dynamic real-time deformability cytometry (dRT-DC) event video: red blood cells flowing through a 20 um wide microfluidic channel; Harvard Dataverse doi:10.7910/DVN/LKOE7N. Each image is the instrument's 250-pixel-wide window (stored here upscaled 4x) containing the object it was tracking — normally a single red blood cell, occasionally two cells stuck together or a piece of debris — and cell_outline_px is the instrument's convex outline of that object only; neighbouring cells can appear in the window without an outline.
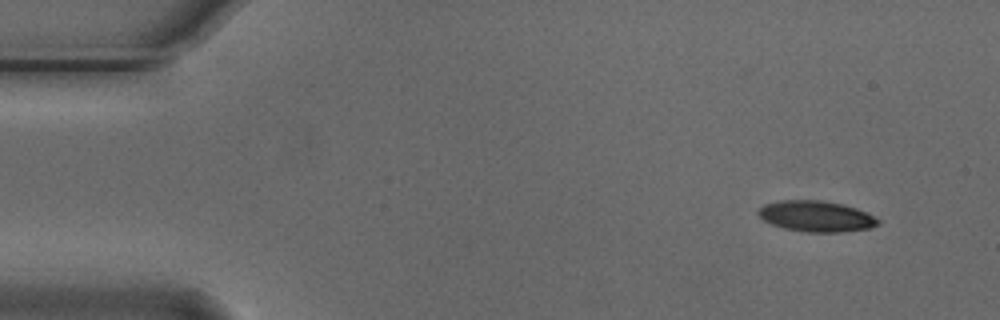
{"species": "Egyptian fruit bat (a non-hibernating species)", "species_latin": "Rousettus aegyptiacus", "temperature_condition": "cold", "stored_images_in_passage": 51, "camera_frame_rate_fps": 3000, "um_per_image_px": 0.085, "animal": {"sex": "male"}, "frame": {"image": 1, "passage_image": 1, "time_ms": 0.0, "image_size_px": [1000, 320], "cell_outline_px": [[880, 224], [868, 228], [840, 232], [804, 232], [784, 228], [772, 224], [764, 220], [756, 212], [764, 204], [780, 200], [824, 200], [844, 204], [868, 212], [880, 220]], "centroid_in_image_um": [69.39, 18.37], "position_along_channel_um": 15.6, "area_um2": 21.68}}
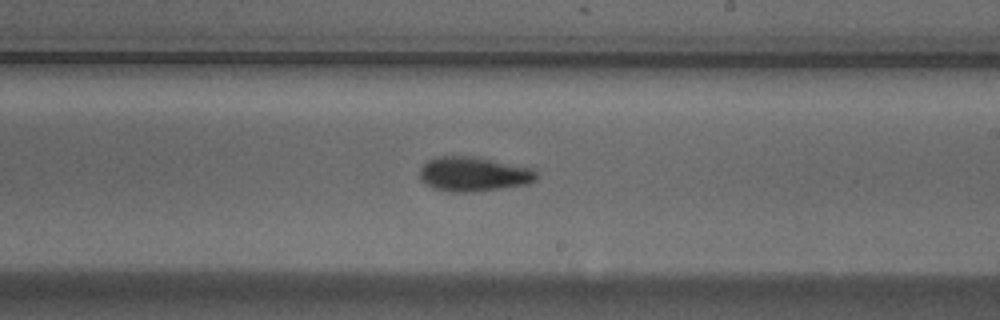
{"frame": {"image": 2, "passage_image": 28, "time_ms": 9.0, "image_size_px": [1000, 320], "cell_outline_px": [[536, 180], [528, 184], [472, 192], [452, 192], [432, 188], [424, 184], [420, 180], [420, 168], [428, 160], [436, 156], [480, 156], [532, 168], [536, 172]], "centroid_in_image_um": [40.23, 14.78], "position_along_channel_um": 248.8, "area_um2": 23.81}}
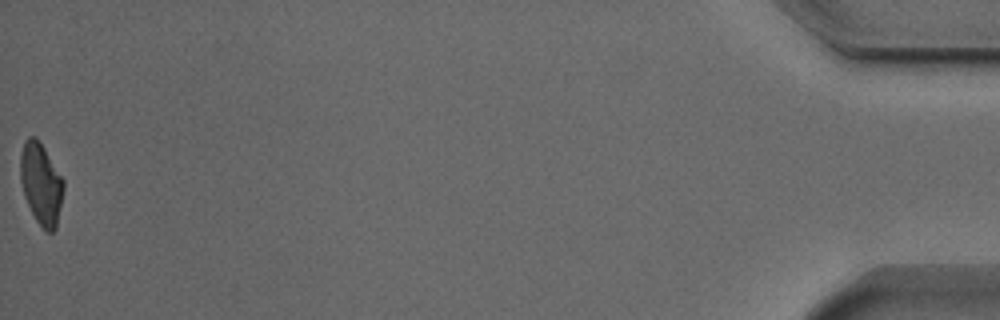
{"frame": {"image": 3, "passage_image": 51, "time_ms": 16.667, "image_size_px": [1000, 320], "cell_outline_px": [[64, 188], [56, 228], [52, 232], [48, 232], [36, 220], [24, 196], [20, 180], [20, 156], [24, 140], [28, 136], [36, 136], [44, 148], [64, 180]], "centroid_in_image_um": [3.48, 15.58], "position_along_channel_um": 431.7, "area_um2": 20.4}, "authors_computed_cell_mechanics": {"area_um2": 21.9062, "velocity_mm_per_s": 3.748, "shape_relaxation_time_tau1_ms": 3.6034, "shape_relaxation_time_tau2_ms": null, "deformation_change_tau1": 0.1306, "deformation_change_tau2": null}}